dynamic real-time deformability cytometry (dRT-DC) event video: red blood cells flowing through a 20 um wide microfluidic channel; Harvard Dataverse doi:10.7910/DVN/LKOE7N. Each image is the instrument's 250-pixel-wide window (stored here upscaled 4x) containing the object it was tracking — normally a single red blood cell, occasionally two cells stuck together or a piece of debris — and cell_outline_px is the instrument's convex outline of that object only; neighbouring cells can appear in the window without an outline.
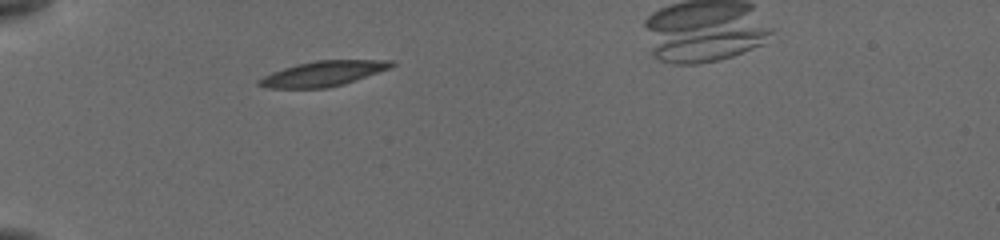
{"species": "common noctule bat (a hibernating species)", "species_latin": "Nyctalus noctula", "temperature_condition": "cold", "stored_images_in_passage": 37, "camera_frame_rate_fps": 3000, "um_per_image_px": 0.085, "animal": {"sex": "female", "body_mass_g": 19.5, "forearm_length_mm": 54.1}, "frame": {"image": 1, "passage_image": 2, "time_ms": 0.333, "image_size_px": [1000, 240], "cell_outline_px": [[396, 64], [388, 68], [344, 84], [328, 88], [268, 88], [256, 84], [256, 80], [272, 72], [284, 68], [316, 60], [392, 60]], "centroid_in_image_um": [27.43, 6.26], "position_along_channel_um": 57.6, "area_um2": 19.13}}
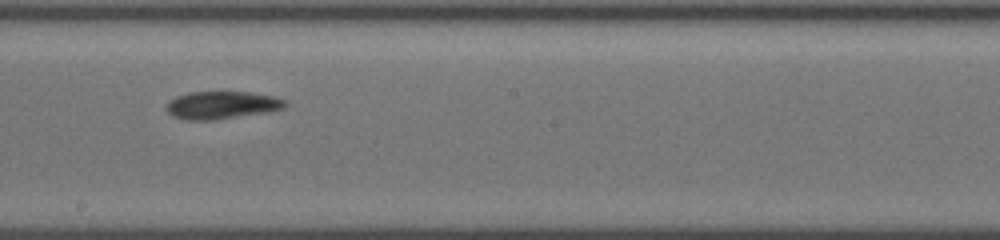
{"frame": {"image": 2, "passage_image": 17, "time_ms": 5.333, "image_size_px": [1000, 240], "cell_outline_px": [[284, 104], [280, 108], [264, 112], [212, 120], [188, 120], [172, 116], [168, 112], [168, 104], [176, 96], [192, 92], [248, 92], [272, 96], [284, 100]], "centroid_in_image_um": [18.79, 8.93], "position_along_channel_um": 229.4, "area_um2": 18.44}}
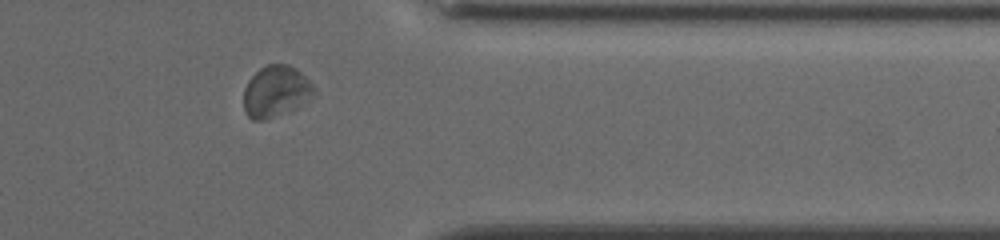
{"frame": {"image": 3, "passage_image": 30, "time_ms": 9.667, "image_size_px": [1000, 240], "cell_outline_px": [[316, 88], [296, 108], [288, 112], [264, 120], [252, 120], [244, 112], [244, 88], [248, 80], [260, 68], [268, 64], [288, 64], [296, 68]], "centroid_in_image_um": [23.39, 7.77], "position_along_channel_um": 388.0, "area_um2": 20.75}}